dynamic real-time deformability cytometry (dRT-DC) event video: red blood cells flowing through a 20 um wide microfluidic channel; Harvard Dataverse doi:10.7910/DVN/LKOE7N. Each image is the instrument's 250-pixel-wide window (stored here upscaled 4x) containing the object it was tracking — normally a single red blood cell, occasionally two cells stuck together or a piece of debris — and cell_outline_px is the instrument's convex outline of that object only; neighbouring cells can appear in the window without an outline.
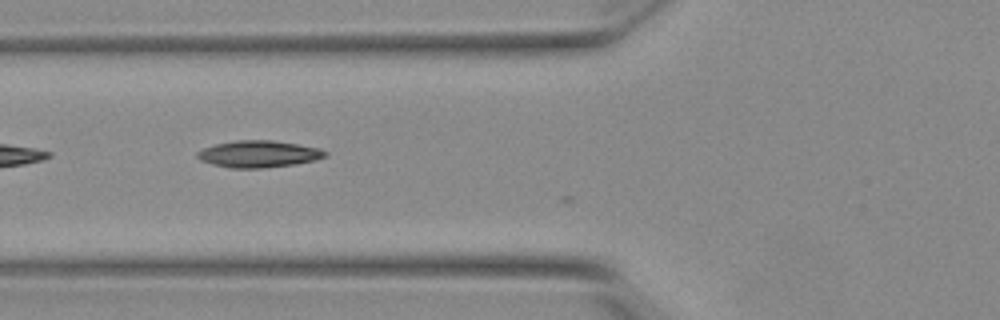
{"species": "Egyptian fruit bat (a non-hibernating species)", "species_latin": "Rousettus aegyptiacus", "temperature_condition": "warm", "stored_images_in_passage": 8, "camera_frame_rate_fps": 3000, "um_per_image_px": 0.085, "animal": {"sex": "female"}, "frame": {"image": 1, "passage_image": 7, "time_ms": 2.0, "image_size_px": [1000, 320], "cell_outline_px": [[328, 156], [312, 160], [292, 164], [264, 168], [228, 168], [212, 164], [200, 160], [196, 156], [196, 152], [204, 148], [216, 144], [236, 140], [272, 140], [320, 148], [328, 152]], "centroid_in_image_um": [21.96, 13.09], "position_along_channel_um": 103.8, "area_um2": 19.88}}